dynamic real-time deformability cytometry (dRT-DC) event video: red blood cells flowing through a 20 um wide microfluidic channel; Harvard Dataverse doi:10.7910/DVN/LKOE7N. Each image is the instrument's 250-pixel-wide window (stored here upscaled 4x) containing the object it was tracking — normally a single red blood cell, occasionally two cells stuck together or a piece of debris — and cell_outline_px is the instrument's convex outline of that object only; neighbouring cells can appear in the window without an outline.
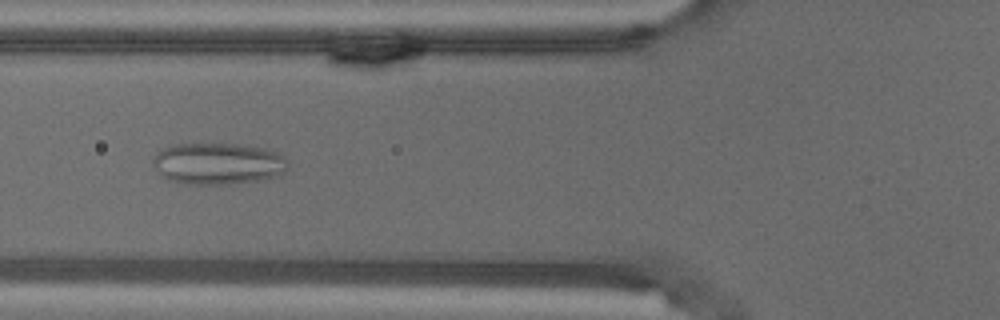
{"species": "common noctule bat (a hibernating species)", "species_latin": "Nyctalus noctula", "temperature_condition": "warm", "stored_images_in_passage": 56, "camera_frame_rate_fps": 3000, "um_per_image_px": 0.085, "animal": {"sex": "male", "body_mass_g": 18.8}, "frame": {"image": 1, "passage_image": 21, "time_ms": 6.667, "image_size_px": [1000, 320], "cell_outline_px": [[288, 168], [280, 176], [256, 180], [224, 184], [184, 184], [168, 180], [152, 164], [152, 160], [156, 152], [172, 144], [236, 144], [264, 148], [276, 152], [284, 156], [288, 160]], "centroid_in_image_um": [18.54, 13.9], "position_along_channel_um": 107.3, "area_um2": 32.77}}
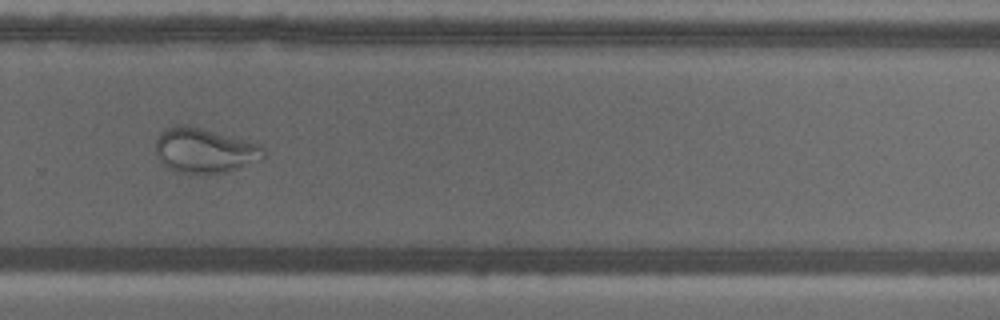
{"frame": {"image": 2, "passage_image": 38, "time_ms": 12.333, "image_size_px": [1000, 320], "cell_outline_px": [[268, 156], [264, 160], [228, 172], [176, 172], [164, 164], [156, 156], [156, 140], [160, 132], [164, 128], [172, 124], [184, 124], [200, 128], [260, 144], [264, 148]], "centroid_in_image_um": [17.42, 12.78], "position_along_channel_um": 312.4, "area_um2": 28.32}}
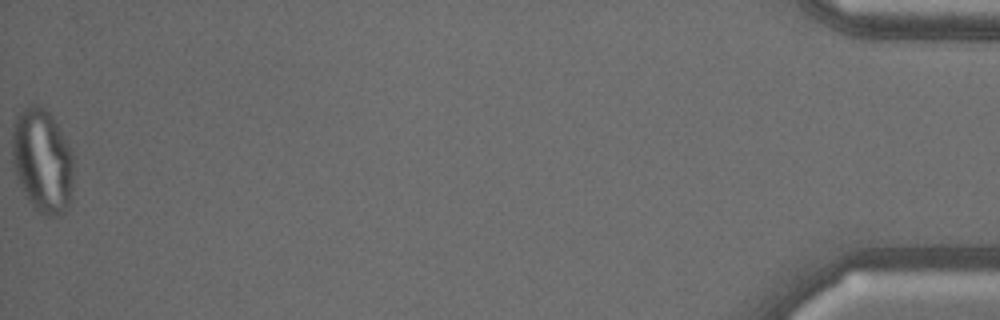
{"frame": {"image": 3, "passage_image": 56, "time_ms": 18.333, "image_size_px": [1000, 320], "cell_outline_px": [[72, 196], [68, 208], [64, 212], [56, 216], [44, 216], [36, 212], [28, 200], [20, 184], [12, 164], [12, 128], [16, 116], [28, 104], [36, 104], [44, 108], [52, 116], [60, 128], [72, 152]], "centroid_in_image_um": [3.59, 13.67], "position_along_channel_um": 431.6, "area_um2": 37.57}}